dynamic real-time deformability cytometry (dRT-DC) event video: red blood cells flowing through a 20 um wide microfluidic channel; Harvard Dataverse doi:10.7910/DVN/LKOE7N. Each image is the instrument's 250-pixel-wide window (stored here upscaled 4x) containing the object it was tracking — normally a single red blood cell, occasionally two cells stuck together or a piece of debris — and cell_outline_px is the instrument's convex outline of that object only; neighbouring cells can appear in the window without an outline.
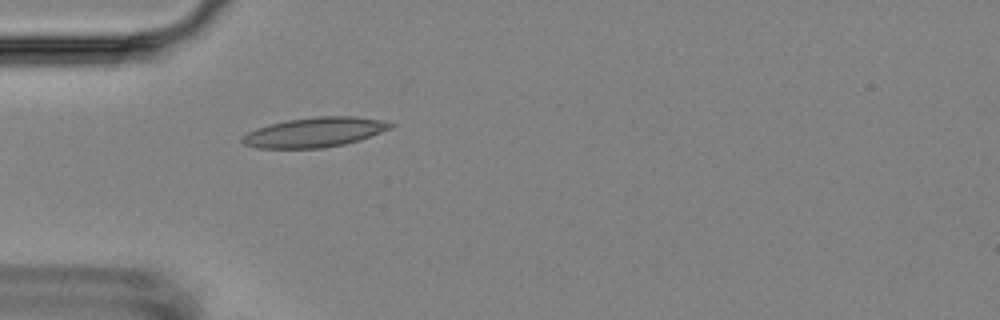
{"species": "Egyptian fruit bat (a non-hibernating species)", "species_latin": "Rousettus aegyptiacus", "temperature_condition": "room temperature", "stored_images_in_passage": 6, "camera_frame_rate_fps": 3000, "um_per_image_px": 0.085, "animal": {"sex": "female"}, "frame": {"image": 1, "passage_image": 6, "time_ms": 5.667, "image_size_px": [1000, 320], "cell_outline_px": [[396, 124], [392, 128], [360, 140], [344, 144], [324, 148], [256, 148], [244, 144], [240, 140], [240, 136], [256, 128], [268, 124], [288, 120], [316, 116], [356, 116], [380, 120]], "centroid_in_image_um": [26.73, 11.24], "position_along_channel_um": 58.3, "area_um2": 25.84}}